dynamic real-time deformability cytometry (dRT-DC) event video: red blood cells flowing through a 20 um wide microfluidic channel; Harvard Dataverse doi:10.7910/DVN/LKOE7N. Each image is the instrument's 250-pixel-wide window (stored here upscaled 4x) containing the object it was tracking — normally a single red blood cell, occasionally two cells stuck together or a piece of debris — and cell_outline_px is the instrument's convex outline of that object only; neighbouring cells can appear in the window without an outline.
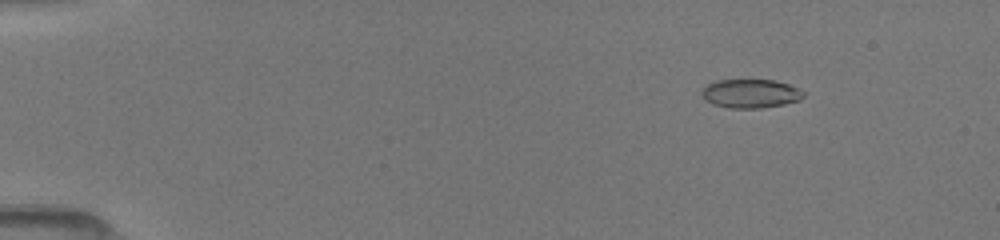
{"species": "common noctule bat (a hibernating species)", "species_latin": "Nyctalus noctula", "temperature_condition": "room temperature", "stored_images_in_passage": 86, "camera_frame_rate_fps": 3000, "um_per_image_px": 0.085, "animal": {"sex": "female", "body_mass_g": 19.5, "forearm_length_mm": 54.1}, "frame": {"image": 1, "passage_image": 16, "time_ms": 2.0, "image_size_px": [1000, 240], "cell_outline_px": [[804, 96], [800, 100], [784, 104], [760, 108], [728, 108], [712, 104], [704, 100], [700, 96], [700, 92], [708, 84], [716, 80], [776, 80], [788, 84], [804, 92]], "centroid_in_image_um": [63.75, 7.96], "position_along_channel_um": 21.2, "area_um2": 17.17}}
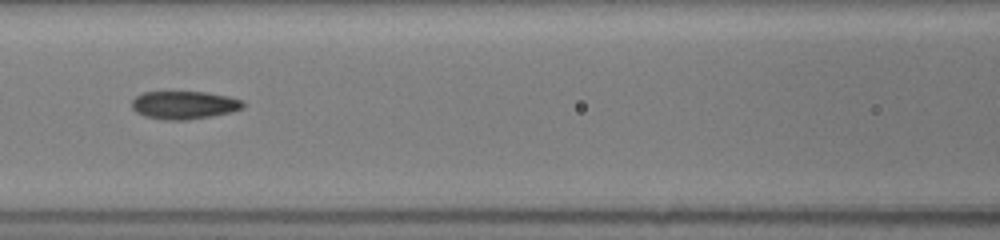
{"frame": {"image": 2, "passage_image": 56, "time_ms": 7.667, "image_size_px": [1000, 240], "cell_outline_px": [[244, 108], [232, 112], [212, 116], [188, 120], [164, 120], [144, 116], [136, 112], [132, 108], [132, 100], [136, 96], [144, 92], [204, 92], [228, 96], [244, 100]], "centroid_in_image_um": [15.67, 8.93], "position_along_channel_um": 150.9, "area_um2": 18.32}}
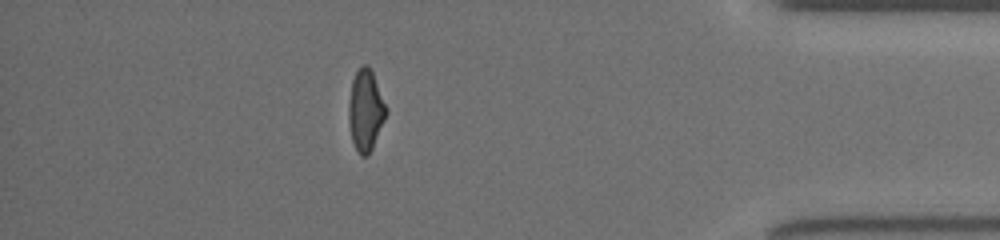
{"frame": {"image": 3, "passage_image": 79, "time_ms": 14.667, "image_size_px": [1000, 240], "cell_outline_px": [[388, 112], [372, 148], [368, 156], [360, 156], [352, 140], [348, 120], [348, 104], [352, 80], [356, 72], [364, 64], [368, 64], [372, 72], [388, 108]], "centroid_in_image_um": [31.08, 9.38], "position_along_channel_um": 404.1, "area_um2": 17.74}}